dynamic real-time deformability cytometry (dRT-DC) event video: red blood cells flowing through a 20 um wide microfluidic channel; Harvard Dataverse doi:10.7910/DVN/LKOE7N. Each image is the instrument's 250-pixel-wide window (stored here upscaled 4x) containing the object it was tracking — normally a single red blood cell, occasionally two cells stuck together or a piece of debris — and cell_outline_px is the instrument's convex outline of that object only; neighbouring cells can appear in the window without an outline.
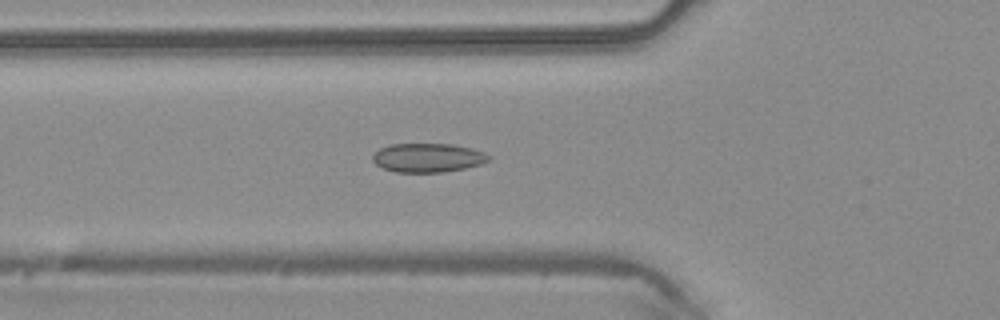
{"species": "common noctule bat (a hibernating species)", "species_latin": "Nyctalus noctula", "temperature_condition": "warm", "stored_images_in_passage": 44, "camera_frame_rate_fps": 3000, "um_per_image_px": 0.085, "animal": {"sex": "male", "body_mass_g": 20.4}, "frame": {"image": 1, "passage_image": 13, "time_ms": 4.0, "image_size_px": [1000, 320], "cell_outline_px": [[492, 160], [480, 164], [464, 168], [444, 172], [396, 172], [384, 168], [376, 164], [372, 160], [372, 156], [380, 148], [388, 144], [452, 144], [472, 148], [484, 152], [492, 156]], "centroid_in_image_um": [36.4, 13.4], "position_along_channel_um": 89.4, "area_um2": 19.65}}
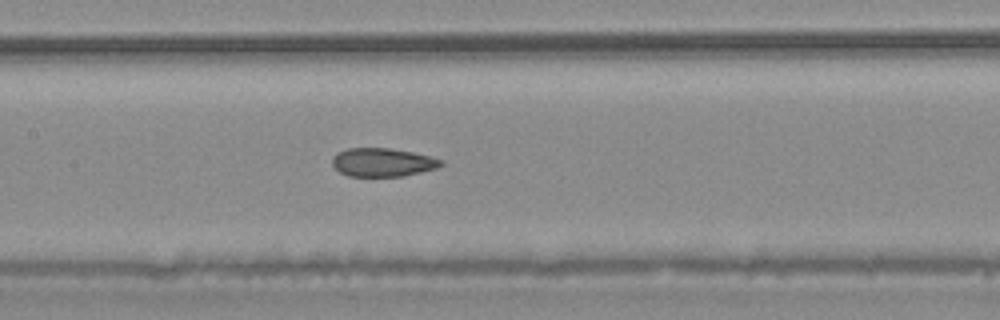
{"frame": {"image": 2, "passage_image": 19, "time_ms": 6.0, "image_size_px": [1000, 320], "cell_outline_px": [[444, 164], [436, 168], [404, 176], [348, 176], [340, 172], [332, 164], [332, 160], [336, 152], [348, 148], [388, 148], [412, 152], [432, 156], [444, 160]], "centroid_in_image_um": [32.54, 13.79], "position_along_channel_um": 174.9, "area_um2": 18.09}}
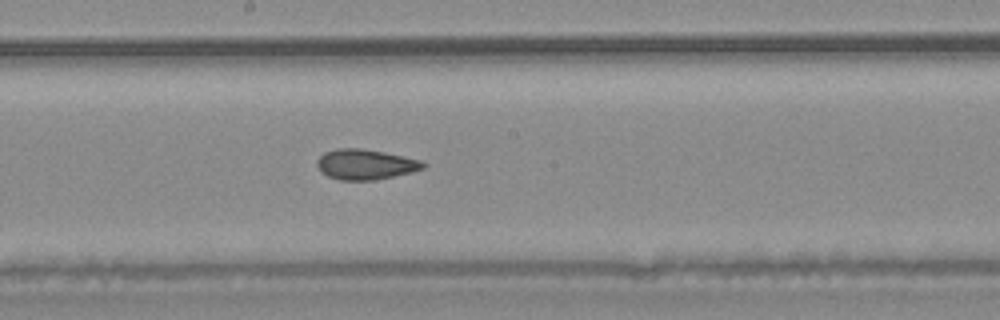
{"frame": {"image": 3, "passage_image": 22, "time_ms": 7.0, "image_size_px": [1000, 320], "cell_outline_px": [[428, 164], [424, 168], [376, 180], [340, 180], [328, 176], [320, 172], [316, 164], [316, 160], [324, 152], [340, 148], [360, 148], [384, 152], [420, 160]], "centroid_in_image_um": [31.02, 13.97], "position_along_channel_um": 217.2, "area_um2": 18.61}, "authors_computed_cell_mechanics": {"area_um2": 19.4497, "velocity_mm_per_s": 4.2406, "shape_relaxation_time_tau1_ms": null, "shape_relaxation_time_tau2_ms": 2.3497, "deformation_change_tau1": null, "deformation_change_tau2": 0.0875}}